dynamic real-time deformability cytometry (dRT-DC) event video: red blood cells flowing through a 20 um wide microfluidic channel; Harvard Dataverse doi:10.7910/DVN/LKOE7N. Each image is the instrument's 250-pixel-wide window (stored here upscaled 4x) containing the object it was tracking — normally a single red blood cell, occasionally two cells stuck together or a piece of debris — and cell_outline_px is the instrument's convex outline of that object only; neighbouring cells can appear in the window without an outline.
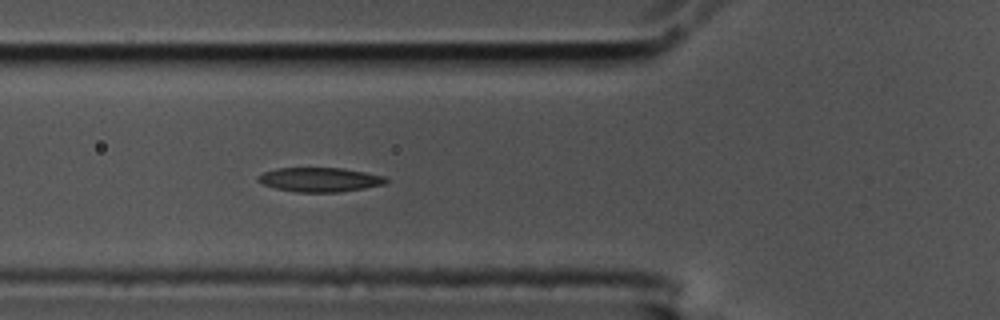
{"species": "common noctule bat (a hibernating species)", "species_latin": "Nyctalus noctula", "temperature_condition": "cold", "stored_images_in_passage": 47, "camera_frame_rate_fps": 3000, "um_per_image_px": 0.085, "animal": {"sex": "male", "body_mass_g": 17.5, "forearm_length_mm": 52.3}, "frame": {"image": 1, "passage_image": 10, "time_ms": 3.0, "image_size_px": [1000, 320], "cell_outline_px": [[388, 180], [384, 184], [364, 188], [340, 192], [296, 192], [276, 188], [264, 184], [256, 180], [256, 176], [264, 172], [276, 168], [344, 168], [384, 176]], "centroid_in_image_um": [27.16, 15.27], "position_along_channel_um": 98.6, "area_um2": 18.03}}
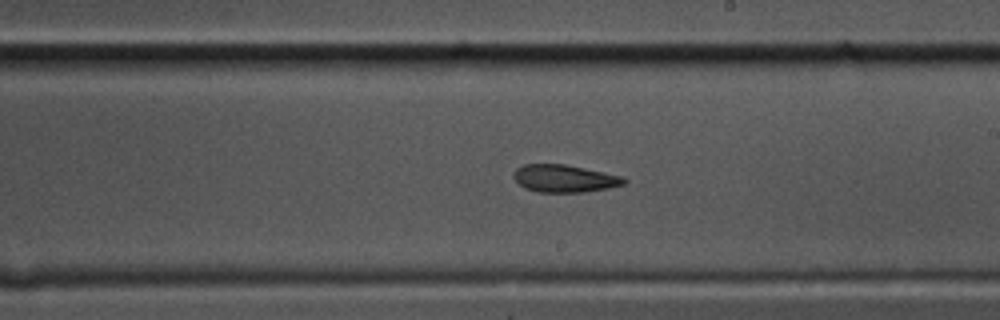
{"frame": {"image": 2, "passage_image": 22, "time_ms": 7.0, "image_size_px": [1000, 320], "cell_outline_px": [[628, 180], [624, 184], [608, 188], [584, 192], [536, 192], [524, 188], [512, 176], [516, 168], [524, 164], [564, 164], [624, 176]], "centroid_in_image_um": [47.98, 15.17], "position_along_channel_um": 241.0, "area_um2": 17.74}}
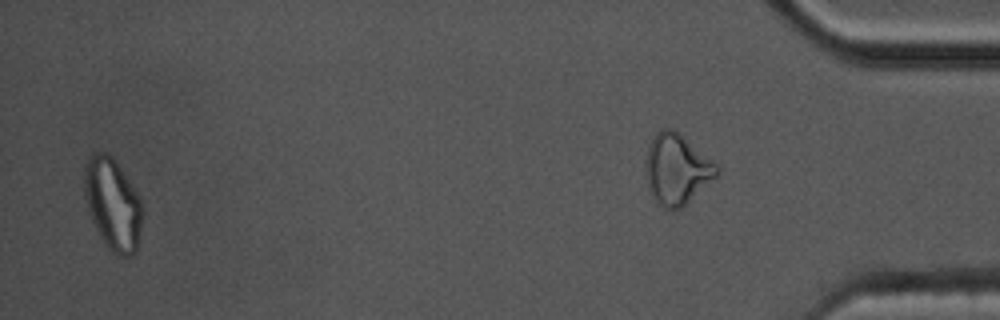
{"frame": {"image": 3, "passage_image": 45, "time_ms": 14.667, "image_size_px": [1000, 320], "cell_outline_px": [[144, 212], [140, 236], [136, 252], [132, 256], [116, 256], [104, 244], [92, 220], [88, 208], [84, 192], [84, 168], [88, 160], [96, 152], [104, 152], [112, 156], [116, 160], [136, 192], [140, 200]], "centroid_in_image_um": [9.61, 17.39], "position_along_channel_um": 425.6, "area_um2": 31.15}, "authors_computed_cell_mechanics": {"area_um2": 18.7272, "velocity_mm_per_s": 3.561, "shape_relaxation_time_tau1_ms": null, "shape_relaxation_time_tau2_ms": 5.5172, "deformation_change_tau1": null, "deformation_change_tau2": 0.1293}}